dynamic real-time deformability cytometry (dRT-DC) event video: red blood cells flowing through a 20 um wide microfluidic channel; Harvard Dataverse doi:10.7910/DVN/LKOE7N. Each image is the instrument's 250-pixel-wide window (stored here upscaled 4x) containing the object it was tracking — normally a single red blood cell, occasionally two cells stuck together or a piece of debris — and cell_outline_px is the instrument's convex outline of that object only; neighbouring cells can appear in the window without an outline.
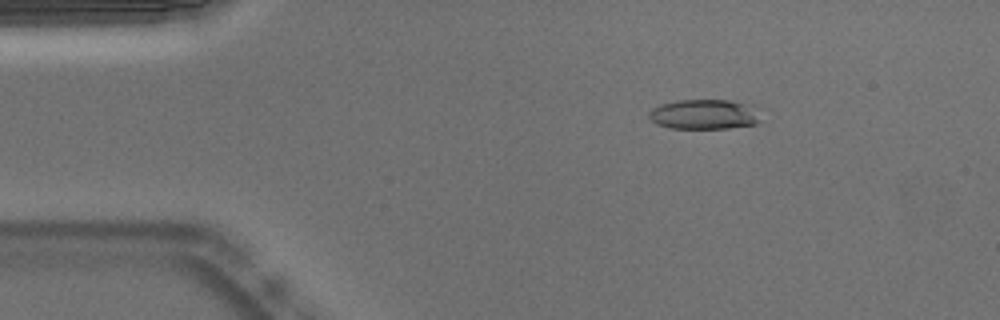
{"species": "Egyptian fruit bat (a non-hibernating species)", "species_latin": "Rousettus aegyptiacus", "temperature_condition": "warm", "stored_images_in_passage": 53, "camera_frame_rate_fps": 3000, "um_per_image_px": 0.085, "animal": {"sex": "male"}, "frame": {"image": 1, "passage_image": 8, "time_ms": 2.333, "image_size_px": [1000, 320], "cell_outline_px": [[764, 108], [760, 124], [728, 128], [668, 128], [656, 124], [648, 116], [648, 112], [652, 108], [660, 104], [676, 100], [732, 100], [760, 104]], "centroid_in_image_um": [60.05, 9.7], "position_along_channel_um": 25.0, "area_um2": 20.58}}
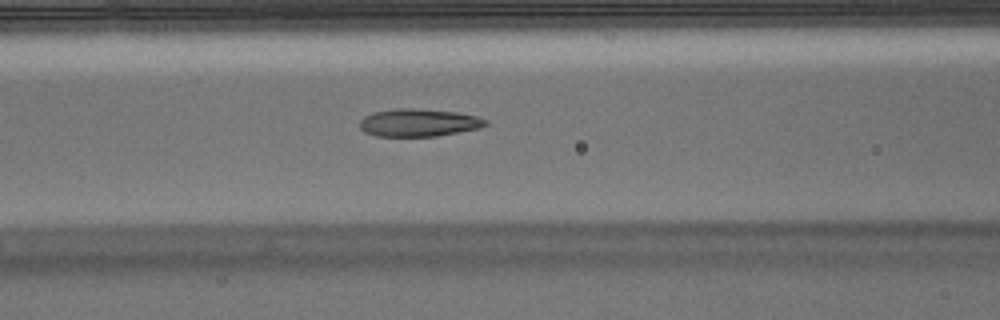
{"frame": {"image": 2, "passage_image": 21, "time_ms": 6.667, "image_size_px": [1000, 320], "cell_outline_px": [[488, 124], [480, 128], [436, 136], [376, 136], [364, 132], [360, 128], [360, 120], [364, 116], [372, 112], [396, 108], [412, 108], [456, 112], [476, 116], [488, 120]], "centroid_in_image_um": [35.57, 10.42], "position_along_channel_um": 131.0, "area_um2": 20.35}}
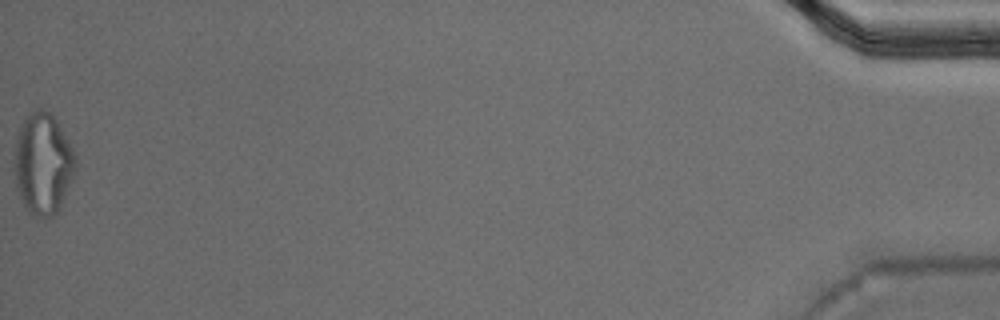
{"frame": {"image": 3, "passage_image": 53, "time_ms": 17.333, "image_size_px": [1000, 320], "cell_outline_px": [[76, 164], [72, 176], [60, 208], [52, 216], [36, 216], [28, 212], [24, 208], [16, 184], [12, 156], [20, 124], [36, 108], [40, 108], [48, 112], [56, 120], [72, 148], [76, 160]], "centroid_in_image_um": [3.61, 13.91], "position_along_channel_um": 431.6, "area_um2": 35.84}, "authors_computed_cell_mechanics": {"area_um2": 20.9236, "velocity_mm_per_s": 3.7823, "shape_relaxation_time_tau1_ms": 9.0815, "shape_relaxation_time_tau2_ms": 1.3505, "deformation_change_tau1": 0.2825, "deformation_change_tau2": 0.0923}}